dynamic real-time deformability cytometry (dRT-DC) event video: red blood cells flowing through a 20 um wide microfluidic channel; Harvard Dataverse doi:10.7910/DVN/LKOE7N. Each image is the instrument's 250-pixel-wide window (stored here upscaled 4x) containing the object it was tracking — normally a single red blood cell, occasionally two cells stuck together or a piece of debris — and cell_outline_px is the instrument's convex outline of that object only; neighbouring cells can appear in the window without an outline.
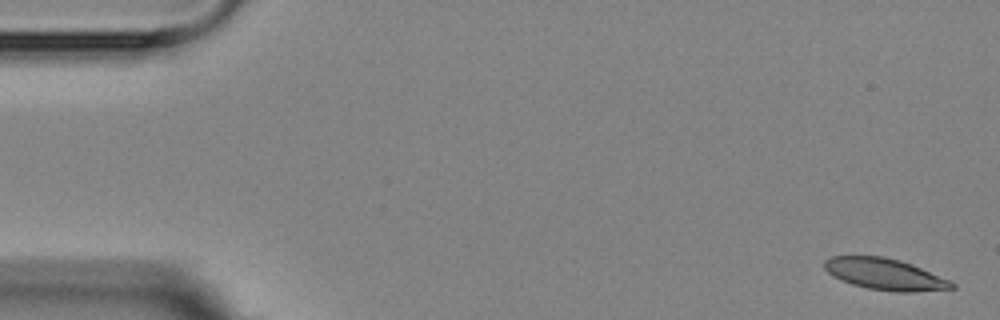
{"species": "Egyptian fruit bat (a non-hibernating species)", "species_latin": "Rousettus aegyptiacus", "temperature_condition": "room temperature", "stored_images_in_passage": 6, "camera_frame_rate_fps": 3000, "um_per_image_px": 0.085, "animal": {"sex": "female"}, "frame": {"image": 1, "passage_image": 1, "time_ms": 0.0, "image_size_px": [1000, 320], "cell_outline_px": [[956, 288], [912, 292], [896, 292], [868, 288], [852, 284], [840, 280], [832, 276], [824, 268], [824, 260], [832, 256], [884, 256], [900, 260], [912, 264], [952, 280], [956, 284]], "centroid_in_image_um": [75.25, 23.3], "position_along_channel_um": 9.8, "area_um2": 23.52}}
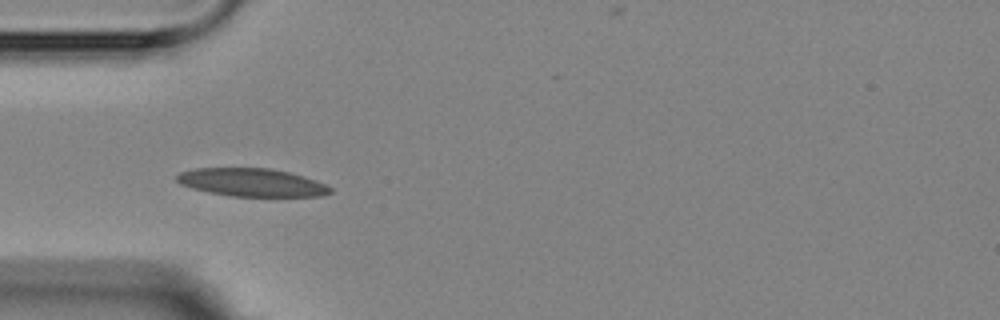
{"frame": {"image": 2, "passage_image": 5, "time_ms": 5.0, "image_size_px": [1000, 320], "cell_outline_px": [[332, 192], [320, 196], [232, 196], [208, 192], [192, 188], [180, 184], [176, 180], [176, 176], [180, 172], [196, 168], [272, 168], [304, 176], [316, 180], [332, 188]], "centroid_in_image_um": [21.39, 15.5], "position_along_channel_um": 63.6, "area_um2": 25.03}}
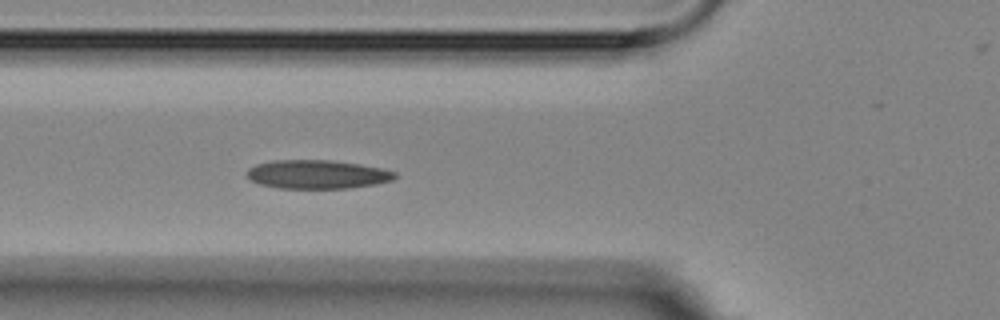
{"frame": {"image": 3, "passage_image": 6, "time_ms": 6.0, "image_size_px": [1000, 320], "cell_outline_px": [[396, 176], [392, 180], [376, 184], [348, 188], [280, 188], [260, 184], [248, 180], [244, 172], [248, 168], [256, 164], [272, 160], [328, 160], [360, 164], [380, 168], [396, 172]], "centroid_in_image_um": [26.9, 14.82], "position_along_channel_um": 98.9, "area_um2": 24.85}}